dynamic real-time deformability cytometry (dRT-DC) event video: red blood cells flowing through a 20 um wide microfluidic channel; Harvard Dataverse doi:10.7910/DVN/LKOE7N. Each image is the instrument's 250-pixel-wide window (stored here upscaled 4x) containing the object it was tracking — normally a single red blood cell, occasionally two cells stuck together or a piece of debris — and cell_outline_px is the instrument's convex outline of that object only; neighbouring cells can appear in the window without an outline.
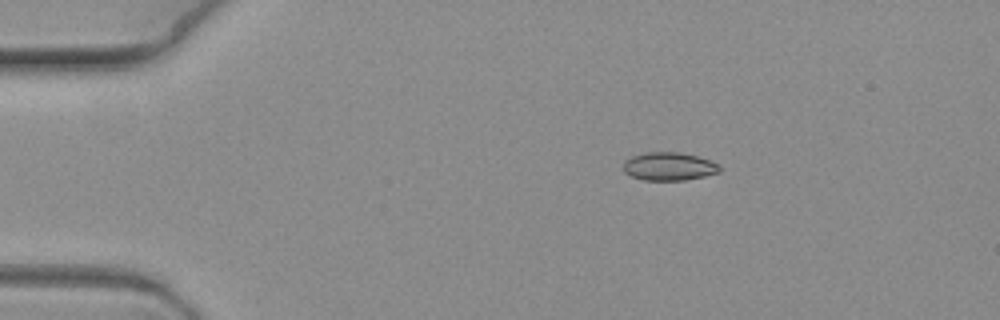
{"species": "common noctule bat (a hibernating species)", "species_latin": "Nyctalus noctula", "temperature_condition": "warm", "stored_images_in_passage": 8, "camera_frame_rate_fps": 3000, "um_per_image_px": 0.085, "animal": {"sex": "female", "body_mass_g": 19.3, "forearm_length_mm": 54.1}, "frame": {"image": 1, "passage_image": 2, "time_ms": 0.333, "image_size_px": [1000, 320], "cell_outline_px": [[720, 172], [704, 176], [684, 180], [644, 180], [632, 176], [624, 172], [624, 160], [632, 156], [644, 152], [676, 152], [696, 156], [720, 164]], "centroid_in_image_um": [56.85, 14.14], "position_along_channel_um": 28.2, "area_um2": 15.72}}
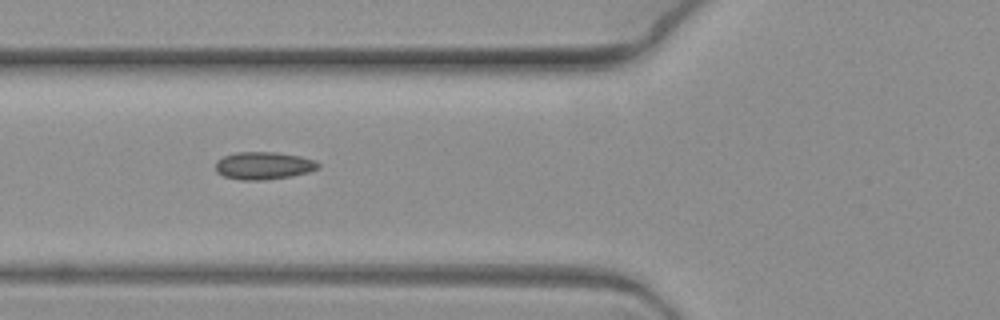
{"frame": {"image": 2, "passage_image": 6, "time_ms": 1.667, "image_size_px": [1000, 320], "cell_outline_px": [[320, 168], [308, 172], [292, 176], [264, 180], [240, 180], [224, 176], [216, 172], [216, 160], [224, 156], [236, 152], [276, 152], [300, 156], [316, 160], [320, 164]], "centroid_in_image_um": [22.42, 14.08], "position_along_channel_um": 103.4, "area_um2": 16.65}}
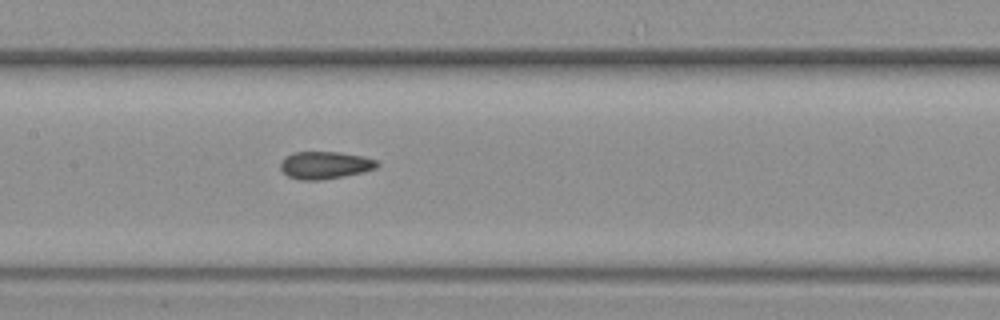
{"frame": {"image": 3, "passage_image": 8, "time_ms": 2.333, "image_size_px": [1000, 320], "cell_outline_px": [[380, 164], [376, 168], [344, 176], [320, 180], [300, 180], [288, 176], [280, 168], [280, 160], [284, 156], [292, 152], [340, 152], [364, 156], [376, 160]], "centroid_in_image_um": [27.59, 14.02], "position_along_channel_um": 179.8, "area_um2": 15.55}}